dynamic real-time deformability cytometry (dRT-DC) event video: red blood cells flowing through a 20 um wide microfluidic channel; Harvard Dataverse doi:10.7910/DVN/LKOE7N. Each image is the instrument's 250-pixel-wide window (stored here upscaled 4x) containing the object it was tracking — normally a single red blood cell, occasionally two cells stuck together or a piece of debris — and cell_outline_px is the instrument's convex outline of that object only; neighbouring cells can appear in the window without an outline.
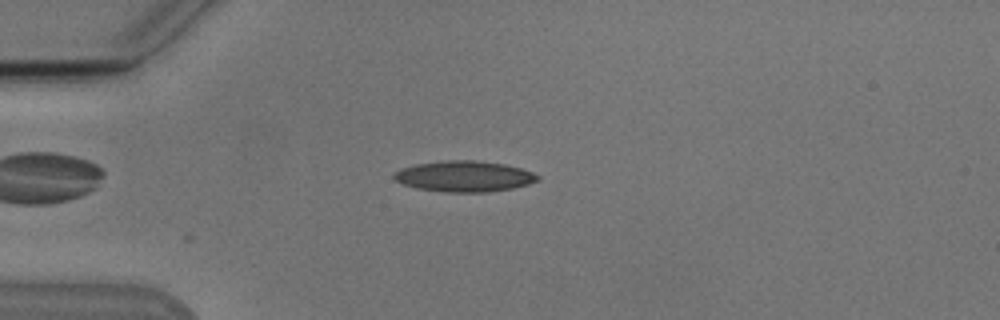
{"species": "Egyptian fruit bat (a non-hibernating species)", "species_latin": "Rousettus aegyptiacus", "temperature_condition": "cold", "stored_images_in_passage": 26, "camera_frame_rate_fps": 3000, "um_per_image_px": 0.085, "animal": {"sex": "male"}, "frame": {"image": 1, "passage_image": 2, "time_ms": 0.333, "image_size_px": [1000, 320], "cell_outline_px": [[540, 180], [528, 184], [512, 188], [488, 192], [444, 192], [416, 188], [404, 184], [396, 180], [392, 176], [400, 168], [416, 164], [444, 160], [476, 160], [504, 164], [520, 168], [532, 172], [540, 176]], "centroid_in_image_um": [39.46, 14.98], "position_along_channel_um": 45.5, "area_um2": 25.84}}
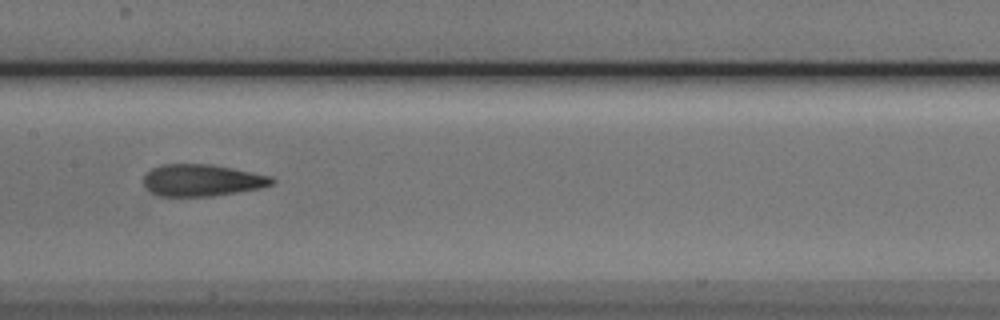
{"frame": {"image": 2, "passage_image": 15, "time_ms": 4.667, "image_size_px": [1000, 320], "cell_outline_px": [[276, 180], [272, 184], [260, 188], [212, 196], [160, 196], [152, 192], [144, 184], [144, 176], [152, 168], [160, 164], [208, 164], [232, 168], [272, 176]], "centroid_in_image_um": [17.18, 15.31], "position_along_channel_um": 190.2, "area_um2": 23.64}}
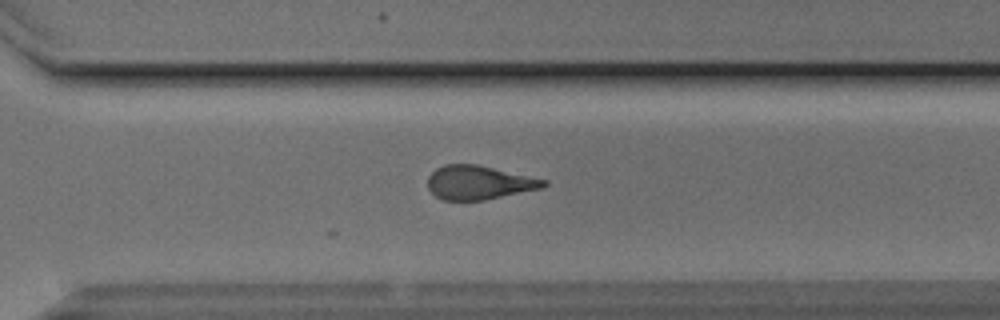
{"frame": {"image": 3, "passage_image": 26, "time_ms": 8.333, "image_size_px": [1000, 320], "cell_outline_px": [[548, 184], [544, 188], [484, 200], [444, 200], [436, 196], [428, 188], [428, 176], [436, 168], [444, 164], [476, 164], [548, 180]], "centroid_in_image_um": [40.73, 15.51], "position_along_channel_um": 329.9, "area_um2": 22.89}}